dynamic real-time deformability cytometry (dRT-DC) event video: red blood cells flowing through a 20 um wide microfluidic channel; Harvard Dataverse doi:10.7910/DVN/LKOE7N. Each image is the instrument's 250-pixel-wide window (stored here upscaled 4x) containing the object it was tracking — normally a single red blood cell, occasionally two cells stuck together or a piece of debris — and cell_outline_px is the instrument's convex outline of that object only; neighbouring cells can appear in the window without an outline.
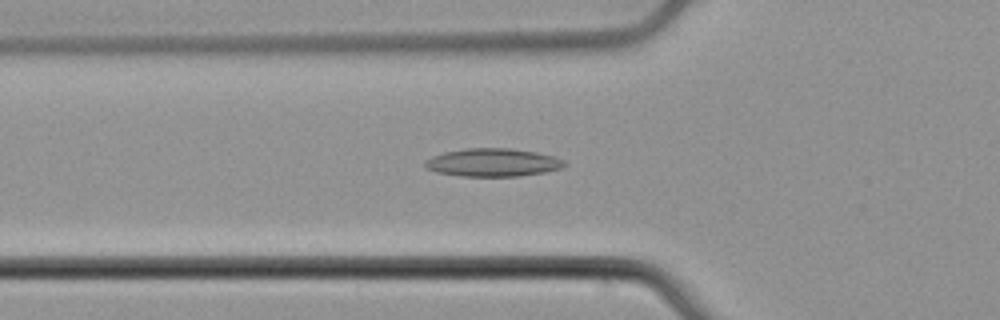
{"species": "common noctule bat (a hibernating species)", "species_latin": "Nyctalus noctula", "temperature_condition": "cold", "stored_images_in_passage": 52, "camera_frame_rate_fps": 3000, "um_per_image_px": 0.085, "animal": {"sex": "male", "body_mass_g": 21.5, "forearm_length_mm": 52.0}, "frame": {"image": 1, "passage_image": 18, "time_ms": 5.667, "image_size_px": [1000, 320], "cell_outline_px": [[568, 164], [564, 168], [544, 172], [520, 176], [460, 176], [436, 172], [424, 168], [424, 160], [432, 156], [444, 152], [464, 148], [512, 148], [536, 152], [552, 156], [564, 160]], "centroid_in_image_um": [41.88, 13.81], "position_along_channel_um": 83.9, "area_um2": 23.06}}
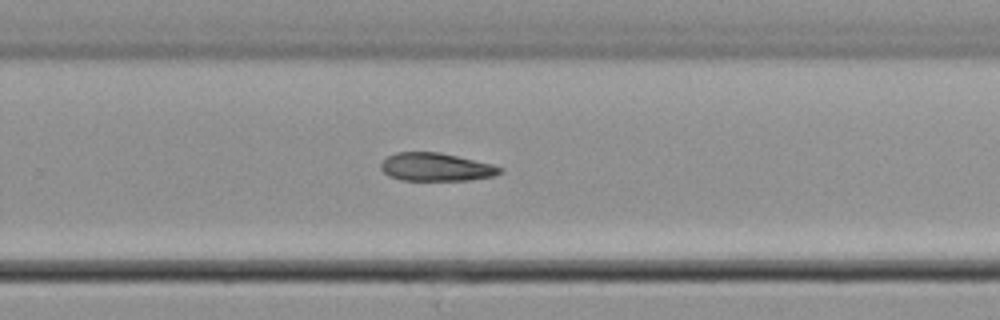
{"frame": {"image": 2, "passage_image": 34, "time_ms": 11.0, "image_size_px": [1000, 320], "cell_outline_px": [[504, 168], [500, 172], [492, 176], [468, 180], [400, 180], [388, 176], [380, 168], [380, 164], [388, 156], [396, 152], [440, 152], [492, 164]], "centroid_in_image_um": [37.03, 14.2], "position_along_channel_um": 292.8, "area_um2": 19.42}}
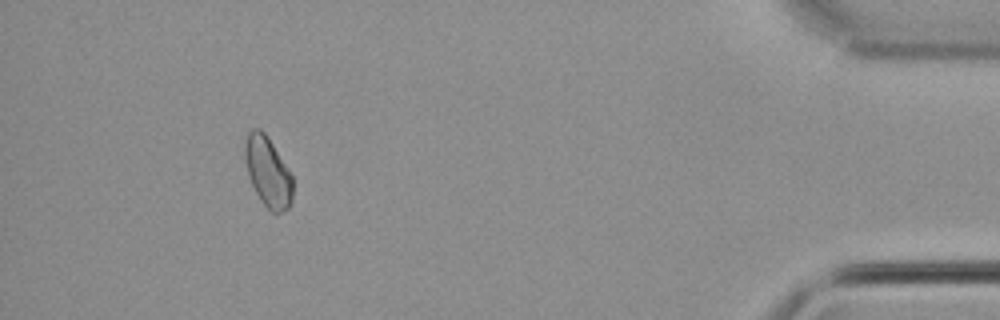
{"frame": {"image": 3, "passage_image": 48, "time_ms": 15.667, "image_size_px": [1000, 320], "cell_outline_px": [[292, 200], [288, 208], [280, 212], [272, 212], [260, 200], [248, 176], [244, 156], [244, 144], [248, 132], [252, 128], [260, 128], [264, 132], [288, 168], [292, 176]], "centroid_in_image_um": [22.75, 14.59], "position_along_channel_um": 412.5, "area_um2": 19.36}, "authors_computed_cell_mechanics": {"area_um2": 20.519, "velocity_mm_per_s": 3.918, "shape_relaxation_time_tau1_ms": 9.3254, "shape_relaxation_time_tau2_ms": null, "deformation_change_tau1": 0.106, "deformation_change_tau2": null}}